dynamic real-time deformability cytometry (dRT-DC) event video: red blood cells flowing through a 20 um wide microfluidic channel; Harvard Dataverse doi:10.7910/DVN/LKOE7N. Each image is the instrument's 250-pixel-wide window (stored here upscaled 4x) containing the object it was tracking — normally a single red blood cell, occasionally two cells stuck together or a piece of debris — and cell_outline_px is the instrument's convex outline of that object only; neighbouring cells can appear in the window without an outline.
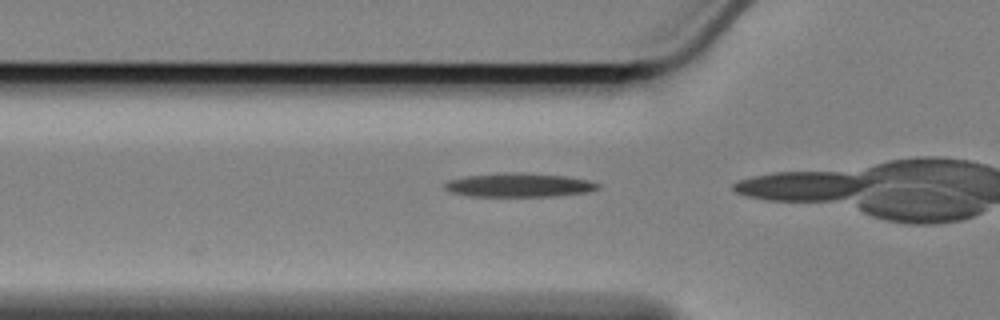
{"species": "Egyptian fruit bat (a non-hibernating species)", "species_latin": "Rousettus aegyptiacus", "temperature_condition": "cold", "stored_images_in_passage": 12, "camera_frame_rate_fps": 3000, "um_per_image_px": 0.085, "animal": {"sex": "female"}, "frame": {"image": 1, "passage_image": 10, "time_ms": 3.0, "image_size_px": [1000, 320], "cell_outline_px": [[600, 188], [588, 192], [556, 196], [472, 196], [452, 192], [444, 188], [444, 184], [448, 180], [464, 176], [504, 172], [516, 172], [568, 176], [588, 180], [600, 184]], "centroid_in_image_um": [44.14, 15.72], "position_along_channel_um": 81.7, "area_um2": 21.39}}